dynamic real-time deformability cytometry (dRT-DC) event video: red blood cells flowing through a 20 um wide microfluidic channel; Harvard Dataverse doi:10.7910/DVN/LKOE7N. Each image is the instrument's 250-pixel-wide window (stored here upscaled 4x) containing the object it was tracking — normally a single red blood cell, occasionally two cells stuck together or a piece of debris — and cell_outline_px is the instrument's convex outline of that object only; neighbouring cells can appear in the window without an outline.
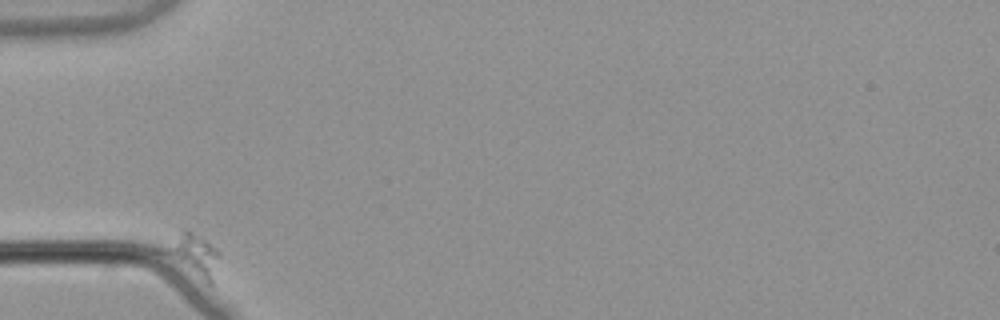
{"species": "common noctule bat (a hibernating species)", "species_latin": "Nyctalus noctula", "temperature_condition": "warm", "stored_images_in_passage": 40, "camera_frame_rate_fps": 3000, "um_per_image_px": 0.085, "animal": {"sex": "male", "body_mass_g": 21.5, "forearm_length_mm": 52.0}, "frame": {"image": 1, "passage_image": 1, "time_ms": 0.0, "image_size_px": [1000, 320], "cell_outline_px": [[220, 256], [212, 284], [208, 284], [152, 252], [152, 248], [184, 228], [188, 228], [200, 236], [216, 248], [220, 252]], "centroid_in_image_um": [16.18, 21.62], "position_along_channel_um": 68.8, "area_um2": 15.32}}